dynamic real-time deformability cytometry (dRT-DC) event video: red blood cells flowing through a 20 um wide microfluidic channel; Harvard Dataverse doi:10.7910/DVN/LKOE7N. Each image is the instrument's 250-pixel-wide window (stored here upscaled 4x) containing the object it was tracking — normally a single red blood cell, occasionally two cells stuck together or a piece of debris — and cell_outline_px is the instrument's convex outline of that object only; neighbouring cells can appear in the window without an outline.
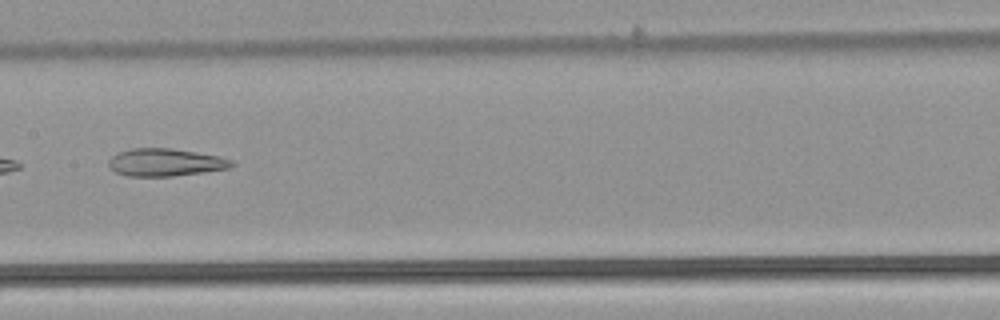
{"species": "common noctule bat (a hibernating species)", "species_latin": "Nyctalus noctula", "temperature_condition": "warm", "stored_images_in_passage": 6, "camera_frame_rate_fps": 3000, "um_per_image_px": 0.085, "animal": {"sex": "male", "body_mass_g": 21.5, "forearm_length_mm": 52.0}, "frame": {"image": 1, "passage_image": 6, "time_ms": 1.667, "image_size_px": [1000, 320], "cell_outline_px": [[236, 164], [228, 168], [204, 172], [172, 176], [128, 176], [116, 172], [108, 168], [108, 160], [112, 156], [120, 152], [132, 148], [172, 148], [220, 156], [232, 160]], "centroid_in_image_um": [14.05, 13.8], "position_along_channel_um": 193.3, "area_um2": 19.83}}